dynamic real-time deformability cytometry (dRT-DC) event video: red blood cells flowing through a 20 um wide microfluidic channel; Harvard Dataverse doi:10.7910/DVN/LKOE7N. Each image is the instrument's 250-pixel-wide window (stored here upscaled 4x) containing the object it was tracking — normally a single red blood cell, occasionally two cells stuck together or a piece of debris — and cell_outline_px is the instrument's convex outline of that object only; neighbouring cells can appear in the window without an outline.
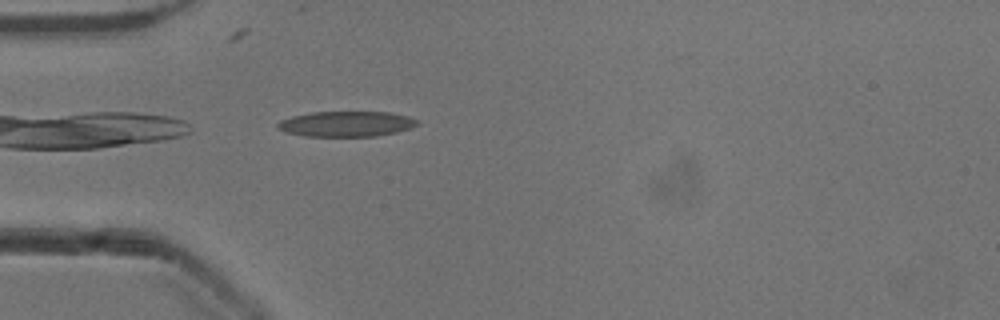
{"species": "common noctule bat (a hibernating species)", "species_latin": "Nyctalus noctula", "temperature_condition": "cold", "stored_images_in_passage": 39, "camera_frame_rate_fps": 3000, "um_per_image_px": 0.085, "animal": {"sex": "male", "body_mass_g": 13.3}, "frame": {"image": 1, "passage_image": 2, "time_ms": 0.333, "image_size_px": [1000, 320], "cell_outline_px": [[420, 124], [396, 132], [376, 136], [304, 136], [284, 132], [276, 128], [276, 124], [280, 120], [292, 116], [312, 112], [388, 112], [408, 116], [416, 120]], "centroid_in_image_um": [29.38, 10.53], "position_along_channel_um": 55.6, "area_um2": 20.63}}
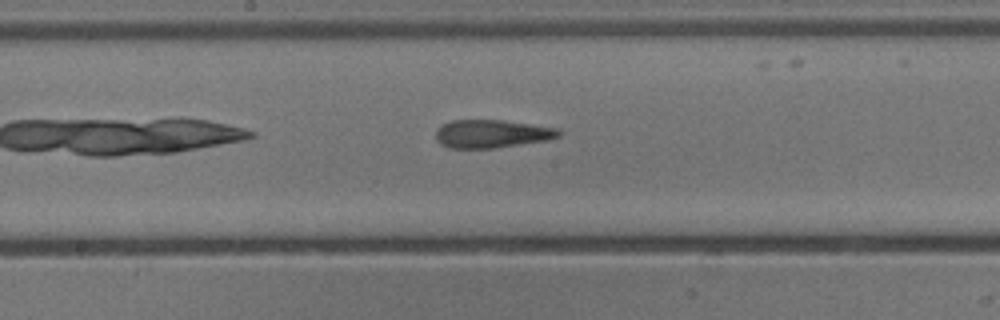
{"frame": {"image": 2, "passage_image": 14, "time_ms": 4.333, "image_size_px": [1000, 320], "cell_outline_px": [[564, 132], [560, 136], [548, 140], [496, 148], [448, 148], [440, 144], [436, 140], [436, 132], [440, 124], [452, 120], [504, 120], [560, 128]], "centroid_in_image_um": [41.83, 11.37], "position_along_channel_um": 206.4, "area_um2": 20.52}}
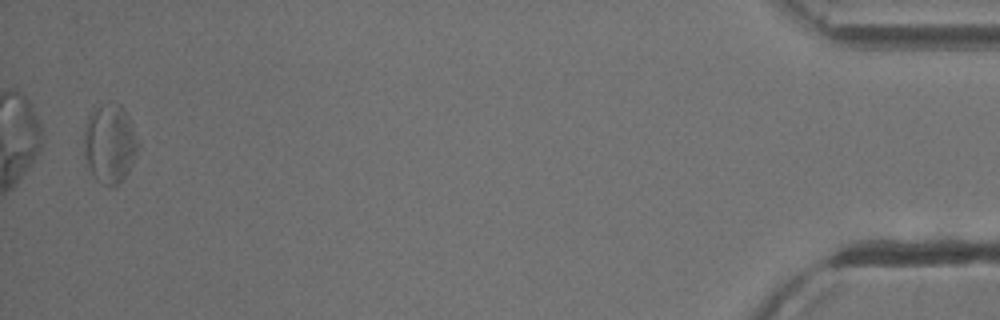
{"frame": {"image": 3, "passage_image": 38, "time_ms": 12.333, "image_size_px": [1000, 320], "cell_outline_px": [[140, 148], [128, 172], [116, 184], [108, 184], [96, 176], [88, 168], [84, 156], [84, 124], [88, 116], [100, 104], [108, 100], [112, 100], [120, 104], [124, 108], [128, 116], [140, 144]], "centroid_in_image_um": [9.34, 12.1], "position_along_channel_um": 425.9, "area_um2": 24.91}, "authors_computed_cell_mechanics": {"area_um2": 20.9236, "velocity_mm_per_s": 3.9017, "shape_relaxation_time_tau1_ms": null, "shape_relaxation_time_tau2_ms": 2.6598, "deformation_change_tau1": null, "deformation_change_tau2": 0.1206}}